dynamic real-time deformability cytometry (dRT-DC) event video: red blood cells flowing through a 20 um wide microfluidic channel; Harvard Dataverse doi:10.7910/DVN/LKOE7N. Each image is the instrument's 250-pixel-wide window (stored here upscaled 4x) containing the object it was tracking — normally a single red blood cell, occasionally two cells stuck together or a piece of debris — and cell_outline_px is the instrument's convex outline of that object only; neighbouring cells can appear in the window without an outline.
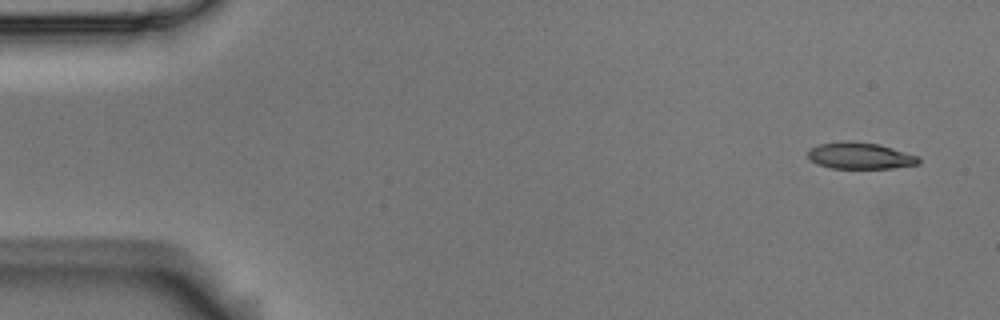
{"species": "Egyptian fruit bat (a non-hibernating species)", "species_latin": "Rousettus aegyptiacus", "temperature_condition": "room temperature", "stored_images_in_passage": 6, "segment_of_instrument_passage": [1, 2], "camera_frame_rate_fps": 3000, "um_per_image_px": 0.085, "animal": {"sex": "male"}, "frame": {"image": 1, "passage_image": 1, "time_ms": 0.0, "image_size_px": [1000, 320], "cell_outline_px": [[920, 164], [892, 168], [832, 168], [816, 164], [808, 156], [808, 152], [812, 148], [820, 144], [840, 140], [848, 140], [880, 144], [916, 156], [920, 160]], "centroid_in_image_um": [73.09, 13.23], "position_along_channel_um": 11.9, "area_um2": 17.05}}
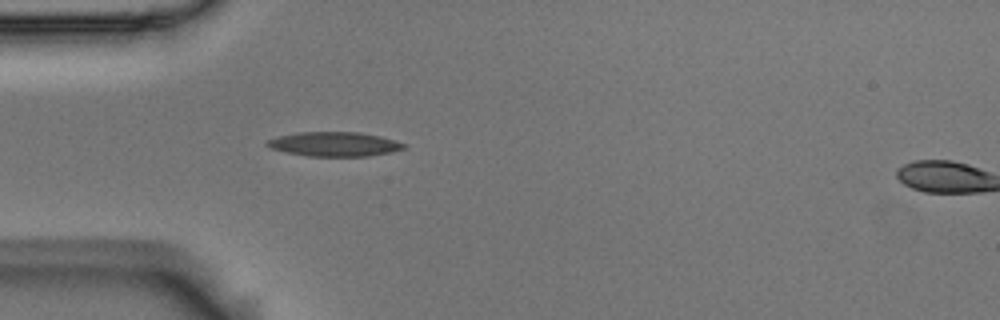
{"frame": {"image": 2, "passage_image": 5, "time_ms": 1.333, "image_size_px": [1000, 320], "cell_outline_px": [[408, 144], [404, 148], [388, 152], [368, 156], [308, 156], [288, 152], [272, 148], [264, 144], [268, 140], [276, 136], [296, 132], [360, 132], [380, 136]], "centroid_in_image_um": [28.41, 12.24], "position_along_channel_um": 56.6, "area_um2": 19.31}}